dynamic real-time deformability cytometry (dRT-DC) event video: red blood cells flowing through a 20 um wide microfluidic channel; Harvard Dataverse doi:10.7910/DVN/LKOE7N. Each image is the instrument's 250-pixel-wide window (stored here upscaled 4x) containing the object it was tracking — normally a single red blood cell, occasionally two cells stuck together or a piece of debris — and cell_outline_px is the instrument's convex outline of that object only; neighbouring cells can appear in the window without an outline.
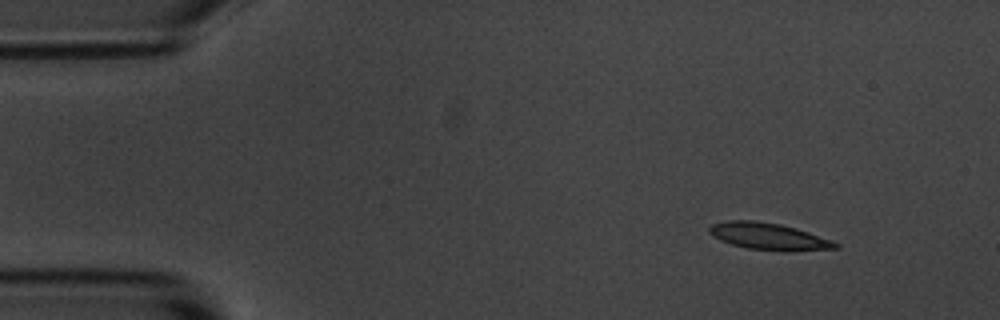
{"species": "common noctule bat (a hibernating species)", "species_latin": "Nyctalus noctula", "temperature_condition": "room temperature", "stored_images_in_passage": 6, "camera_frame_rate_fps": 3000, "um_per_image_px": 0.085, "animal": {"sex": "male", "body_mass_g": 20.1, "forearm_length_mm": 53.5}, "frame": {"image": 1, "passage_image": 1, "time_ms": 0.0, "image_size_px": [1000, 320], "cell_outline_px": [[840, 248], [748, 248], [732, 244], [720, 240], [712, 236], [708, 232], [708, 228], [712, 224], [728, 220], [756, 220], [780, 224], [796, 228], [832, 240], [840, 244]], "centroid_in_image_um": [65.21, 20.02], "position_along_channel_um": 19.8, "area_um2": 18.61}}
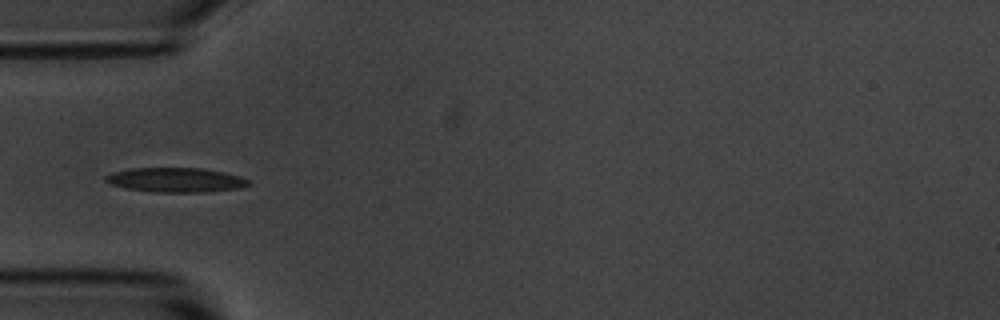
{"frame": {"image": 2, "passage_image": 4, "time_ms": 3.667, "image_size_px": [1000, 320], "cell_outline_px": [[252, 184], [240, 188], [208, 192], [156, 192], [128, 188], [112, 184], [104, 180], [104, 176], [116, 172], [132, 168], [200, 168], [224, 172], [240, 176], [252, 180]], "centroid_in_image_um": [15.03, 15.3], "position_along_channel_um": 70.0, "area_um2": 20.35}}
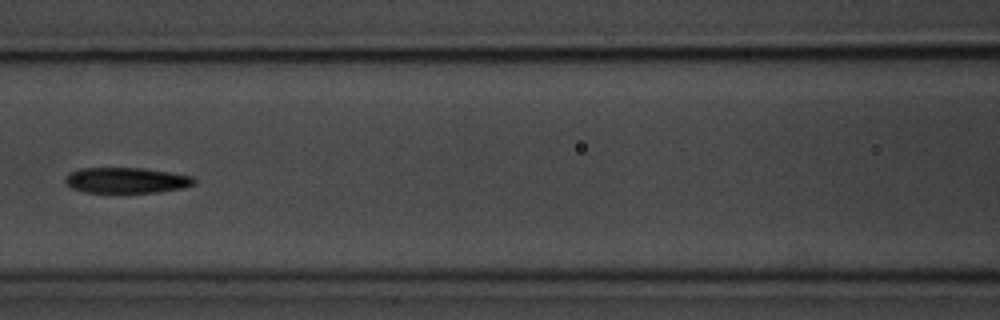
{"frame": {"image": 3, "passage_image": 6, "time_ms": 6.0, "image_size_px": [1000, 320], "cell_outline_px": [[196, 184], [184, 188], [156, 192], [84, 192], [72, 188], [64, 180], [64, 176], [68, 172], [80, 168], [144, 168], [192, 176], [196, 180]], "centroid_in_image_um": [10.73, 15.32], "position_along_channel_um": 155.9, "area_um2": 19.31}}